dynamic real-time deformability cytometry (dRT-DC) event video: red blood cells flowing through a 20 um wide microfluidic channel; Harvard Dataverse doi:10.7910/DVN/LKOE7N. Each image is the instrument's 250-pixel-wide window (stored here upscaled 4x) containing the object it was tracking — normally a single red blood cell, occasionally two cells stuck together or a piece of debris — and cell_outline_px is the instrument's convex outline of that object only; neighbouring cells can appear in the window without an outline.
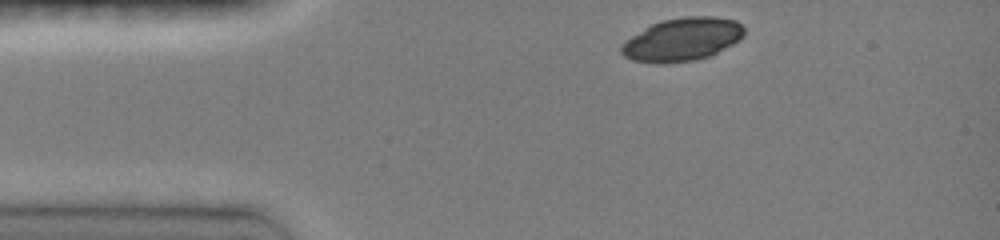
{"species": "common noctule bat (a hibernating species)", "species_latin": "Nyctalus noctula", "temperature_condition": "room temperature", "stored_images_in_passage": 18, "camera_frame_rate_fps": 3000, "um_per_image_px": 0.085, "animal": {"sex": "female", "body_mass_g": 19.0, "forearm_length_mm": 51.5}, "frame": {"image": 1, "passage_image": 1, "time_ms": 0.0, "image_size_px": [1000, 240], "cell_outline_px": [[744, 36], [740, 40], [708, 56], [696, 60], [660, 64], [656, 64], [632, 60], [624, 56], [620, 52], [620, 44], [624, 40], [644, 28], [652, 24], [664, 20], [684, 16], [716, 16], [736, 20], [744, 28]], "centroid_in_image_um": [57.96, 3.35], "position_along_channel_um": 27.0, "area_um2": 31.04}}